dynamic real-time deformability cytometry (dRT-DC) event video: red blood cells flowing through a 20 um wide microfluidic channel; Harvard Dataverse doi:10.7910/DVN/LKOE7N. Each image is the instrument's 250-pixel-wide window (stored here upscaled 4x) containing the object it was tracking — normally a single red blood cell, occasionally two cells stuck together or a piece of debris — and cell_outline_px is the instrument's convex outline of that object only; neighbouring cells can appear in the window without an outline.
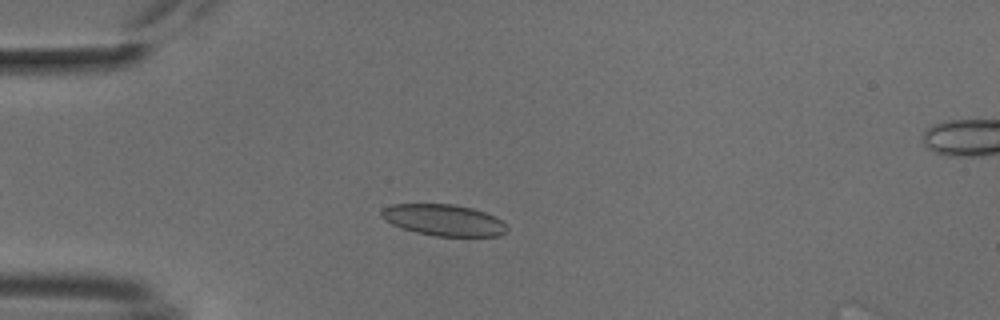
{"species": "common noctule bat (a hibernating species)", "species_latin": "Nyctalus noctula", "temperature_condition": "cold", "stored_images_in_passage": 36, "camera_frame_rate_fps": 3000, "um_per_image_px": 0.085, "animal": {"sex": "male", "body_mass_g": 18.8}, "frame": {"image": 1, "passage_image": 1, "time_ms": 0.0, "image_size_px": [1000, 320], "cell_outline_px": [[508, 228], [500, 236], [436, 236], [416, 232], [392, 224], [384, 220], [380, 216], [380, 212], [384, 208], [392, 204], [452, 204], [472, 208], [484, 212], [500, 220]], "centroid_in_image_um": [37.68, 18.7], "position_along_channel_um": 47.3, "area_um2": 22.72}}
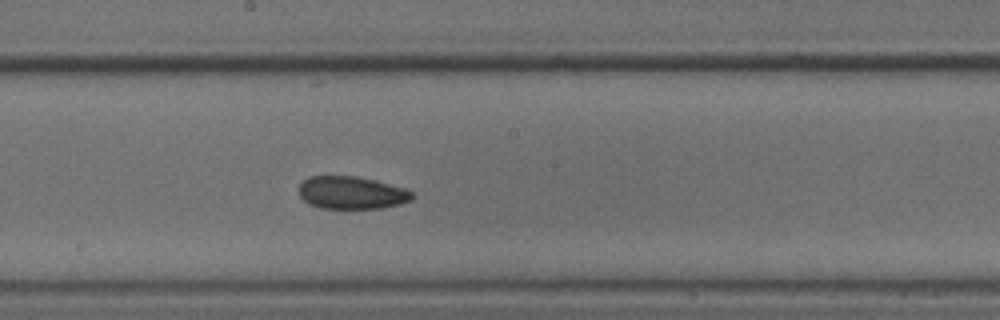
{"frame": {"image": 2, "passage_image": 16, "time_ms": 5.0, "image_size_px": [1000, 320], "cell_outline_px": [[412, 200], [400, 204], [380, 208], [320, 208], [308, 204], [300, 196], [300, 184], [308, 176], [356, 176], [404, 188], [412, 192]], "centroid_in_image_um": [29.85, 16.39], "position_along_channel_um": 218.3, "area_um2": 21.33}}
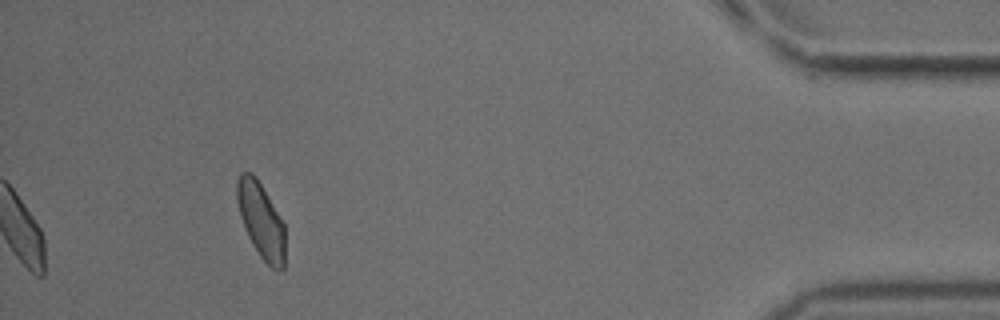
{"frame": {"image": 3, "passage_image": 36, "time_ms": 11.667, "image_size_px": [1000, 320], "cell_outline_px": [[284, 268], [272, 268], [260, 256], [248, 236], [240, 216], [236, 200], [236, 180], [240, 172], [252, 172], [256, 176], [284, 224]], "centroid_in_image_um": [22.15, 18.67], "position_along_channel_um": 413.0, "area_um2": 20.87}, "authors_computed_cell_mechanics": {"area_um2": 21.6172, "velocity_mm_per_s": 3.7783, "shape_relaxation_time_tau1_ms": null, "shape_relaxation_time_tau2_ms": 2.3542, "deformation_change_tau1": null, "deformation_change_tau2": 0.0708}}